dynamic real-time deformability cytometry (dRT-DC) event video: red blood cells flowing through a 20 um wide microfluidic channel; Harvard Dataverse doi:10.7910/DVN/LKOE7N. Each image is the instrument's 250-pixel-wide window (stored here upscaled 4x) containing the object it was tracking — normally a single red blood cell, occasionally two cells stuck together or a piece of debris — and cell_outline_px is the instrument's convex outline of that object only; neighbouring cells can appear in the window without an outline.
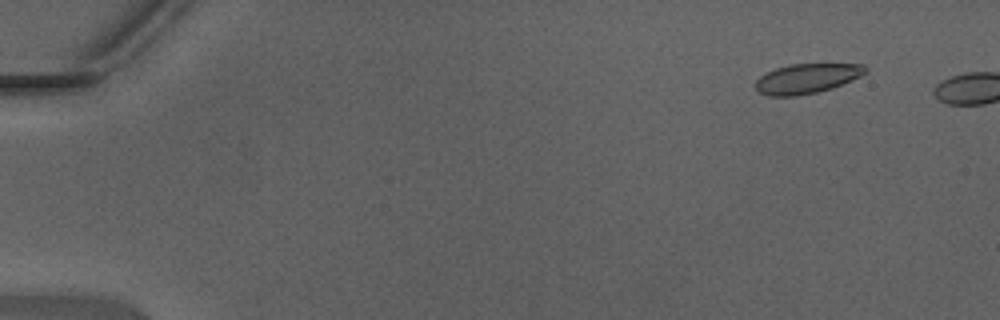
{"species": "Egyptian fruit bat (a non-hibernating species)", "species_latin": "Rousettus aegyptiacus", "temperature_condition": "warm", "stored_images_in_passage": 7, "camera_frame_rate_fps": 3000, "um_per_image_px": 0.085, "animal": {"sex": "male"}, "frame": {"image": 1, "passage_image": 5, "time_ms": 1.333, "image_size_px": [1000, 320], "cell_outline_px": [[868, 72], [860, 76], [832, 88], [816, 92], [796, 96], [768, 96], [760, 92], [756, 88], [756, 80], [760, 76], [776, 68], [792, 64], [864, 64], [868, 68]], "centroid_in_image_um": [68.6, 6.67], "position_along_channel_um": 16.4, "area_um2": 18.9}}